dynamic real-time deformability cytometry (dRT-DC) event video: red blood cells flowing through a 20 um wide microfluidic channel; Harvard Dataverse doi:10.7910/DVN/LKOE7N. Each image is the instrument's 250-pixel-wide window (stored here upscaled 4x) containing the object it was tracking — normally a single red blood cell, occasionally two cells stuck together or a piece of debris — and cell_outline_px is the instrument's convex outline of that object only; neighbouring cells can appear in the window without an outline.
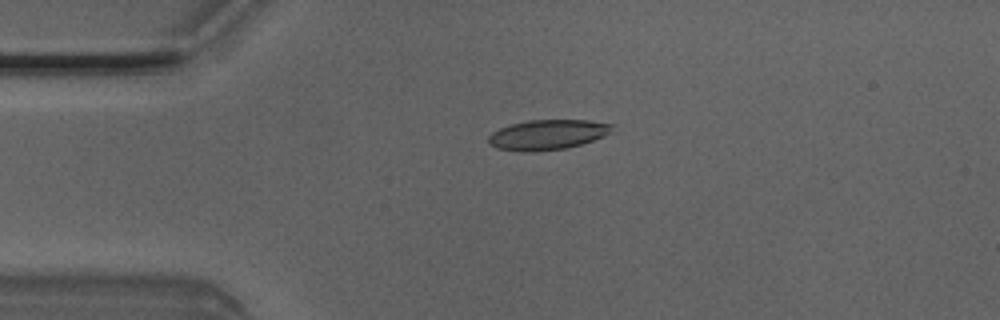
{"species": "Egyptian fruit bat (a non-hibernating species)", "species_latin": "Rousettus aegyptiacus", "temperature_condition": "room temperature", "stored_images_in_passage": 4, "camera_frame_rate_fps": 3000, "um_per_image_px": 0.085, "animal": {"sex": "male"}, "frame": {"image": 1, "passage_image": 3, "time_ms": 0.667, "image_size_px": [1000, 320], "cell_outline_px": [[616, 124], [612, 132], [604, 136], [568, 148], [532, 152], [496, 148], [488, 144], [488, 136], [492, 132], [508, 124], [528, 120], [588, 120]], "centroid_in_image_um": [46.55, 11.43], "position_along_channel_um": 38.4, "area_um2": 21.85}}